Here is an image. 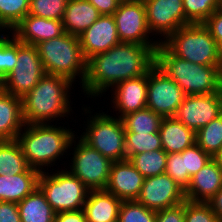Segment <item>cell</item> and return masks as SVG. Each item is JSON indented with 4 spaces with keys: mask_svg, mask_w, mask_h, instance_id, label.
Wrapping results in <instances>:
<instances>
[{
    "mask_svg": "<svg viewBox=\"0 0 222 222\" xmlns=\"http://www.w3.org/2000/svg\"><path fill=\"white\" fill-rule=\"evenodd\" d=\"M203 24L208 28L217 44L222 41V12L216 10Z\"/></svg>",
    "mask_w": 222,
    "mask_h": 222,
    "instance_id": "60d3db41",
    "label": "cell"
},
{
    "mask_svg": "<svg viewBox=\"0 0 222 222\" xmlns=\"http://www.w3.org/2000/svg\"><path fill=\"white\" fill-rule=\"evenodd\" d=\"M29 168L17 140H5L0 146V175H16Z\"/></svg>",
    "mask_w": 222,
    "mask_h": 222,
    "instance_id": "4316f807",
    "label": "cell"
},
{
    "mask_svg": "<svg viewBox=\"0 0 222 222\" xmlns=\"http://www.w3.org/2000/svg\"><path fill=\"white\" fill-rule=\"evenodd\" d=\"M95 104L98 108L94 106ZM89 105H92L91 102L90 104H83L82 109L80 107L77 109V112H80L82 117L76 116L75 118H78L76 123L80 122V119L84 123H79L78 129L83 128L82 130L77 129L76 133L90 147L112 161L125 160V127L122 118L108 113V109L107 112L103 111L99 108V102H95L92 106ZM93 106L97 112H95ZM97 109L100 110L98 111Z\"/></svg>",
    "mask_w": 222,
    "mask_h": 222,
    "instance_id": "277c9868",
    "label": "cell"
},
{
    "mask_svg": "<svg viewBox=\"0 0 222 222\" xmlns=\"http://www.w3.org/2000/svg\"><path fill=\"white\" fill-rule=\"evenodd\" d=\"M184 222H221L208 202L185 201Z\"/></svg>",
    "mask_w": 222,
    "mask_h": 222,
    "instance_id": "8d00e7d4",
    "label": "cell"
},
{
    "mask_svg": "<svg viewBox=\"0 0 222 222\" xmlns=\"http://www.w3.org/2000/svg\"><path fill=\"white\" fill-rule=\"evenodd\" d=\"M113 17L120 42L160 45L148 28L144 2L121 1Z\"/></svg>",
    "mask_w": 222,
    "mask_h": 222,
    "instance_id": "8fae6325",
    "label": "cell"
},
{
    "mask_svg": "<svg viewBox=\"0 0 222 222\" xmlns=\"http://www.w3.org/2000/svg\"><path fill=\"white\" fill-rule=\"evenodd\" d=\"M66 161V169L89 190H105L113 161L90 147L78 134L71 140Z\"/></svg>",
    "mask_w": 222,
    "mask_h": 222,
    "instance_id": "9c48e42d",
    "label": "cell"
},
{
    "mask_svg": "<svg viewBox=\"0 0 222 222\" xmlns=\"http://www.w3.org/2000/svg\"><path fill=\"white\" fill-rule=\"evenodd\" d=\"M165 173L184 190L190 184L191 176L185 172L184 158L180 153L168 154Z\"/></svg>",
    "mask_w": 222,
    "mask_h": 222,
    "instance_id": "f35d334b",
    "label": "cell"
},
{
    "mask_svg": "<svg viewBox=\"0 0 222 222\" xmlns=\"http://www.w3.org/2000/svg\"><path fill=\"white\" fill-rule=\"evenodd\" d=\"M17 62V38L10 32L0 35V83Z\"/></svg>",
    "mask_w": 222,
    "mask_h": 222,
    "instance_id": "d6a6232c",
    "label": "cell"
},
{
    "mask_svg": "<svg viewBox=\"0 0 222 222\" xmlns=\"http://www.w3.org/2000/svg\"><path fill=\"white\" fill-rule=\"evenodd\" d=\"M158 149H162L159 132L152 134L125 132V159L129 160L138 153Z\"/></svg>",
    "mask_w": 222,
    "mask_h": 222,
    "instance_id": "1f68e13d",
    "label": "cell"
},
{
    "mask_svg": "<svg viewBox=\"0 0 222 222\" xmlns=\"http://www.w3.org/2000/svg\"><path fill=\"white\" fill-rule=\"evenodd\" d=\"M218 11L222 12V0H218Z\"/></svg>",
    "mask_w": 222,
    "mask_h": 222,
    "instance_id": "c3c4849f",
    "label": "cell"
},
{
    "mask_svg": "<svg viewBox=\"0 0 222 222\" xmlns=\"http://www.w3.org/2000/svg\"><path fill=\"white\" fill-rule=\"evenodd\" d=\"M36 47L46 74L66 77L75 86L83 85L87 60L82 53L79 36L64 33L42 41Z\"/></svg>",
    "mask_w": 222,
    "mask_h": 222,
    "instance_id": "8992f818",
    "label": "cell"
},
{
    "mask_svg": "<svg viewBox=\"0 0 222 222\" xmlns=\"http://www.w3.org/2000/svg\"><path fill=\"white\" fill-rule=\"evenodd\" d=\"M168 154L163 149L133 155L129 161L144 178L165 173Z\"/></svg>",
    "mask_w": 222,
    "mask_h": 222,
    "instance_id": "f1b7e54d",
    "label": "cell"
},
{
    "mask_svg": "<svg viewBox=\"0 0 222 222\" xmlns=\"http://www.w3.org/2000/svg\"><path fill=\"white\" fill-rule=\"evenodd\" d=\"M70 128L69 123L25 124L16 140L22 148L29 167L39 172L59 169L62 166L65 168L67 161L62 160L68 158L71 140L77 134L75 132L77 127L75 130Z\"/></svg>",
    "mask_w": 222,
    "mask_h": 222,
    "instance_id": "3957f363",
    "label": "cell"
},
{
    "mask_svg": "<svg viewBox=\"0 0 222 222\" xmlns=\"http://www.w3.org/2000/svg\"><path fill=\"white\" fill-rule=\"evenodd\" d=\"M185 202L156 212L155 222H184Z\"/></svg>",
    "mask_w": 222,
    "mask_h": 222,
    "instance_id": "ab89813d",
    "label": "cell"
},
{
    "mask_svg": "<svg viewBox=\"0 0 222 222\" xmlns=\"http://www.w3.org/2000/svg\"><path fill=\"white\" fill-rule=\"evenodd\" d=\"M79 40L86 60L120 43L113 15H101L79 35Z\"/></svg>",
    "mask_w": 222,
    "mask_h": 222,
    "instance_id": "e0dca14e",
    "label": "cell"
},
{
    "mask_svg": "<svg viewBox=\"0 0 222 222\" xmlns=\"http://www.w3.org/2000/svg\"><path fill=\"white\" fill-rule=\"evenodd\" d=\"M155 65L174 80L185 95H207L222 90L220 65H198L181 59L163 43L155 50Z\"/></svg>",
    "mask_w": 222,
    "mask_h": 222,
    "instance_id": "5b68a950",
    "label": "cell"
},
{
    "mask_svg": "<svg viewBox=\"0 0 222 222\" xmlns=\"http://www.w3.org/2000/svg\"><path fill=\"white\" fill-rule=\"evenodd\" d=\"M11 33L23 44L36 46L42 41L61 36L65 32L61 20L27 14Z\"/></svg>",
    "mask_w": 222,
    "mask_h": 222,
    "instance_id": "d6986e66",
    "label": "cell"
},
{
    "mask_svg": "<svg viewBox=\"0 0 222 222\" xmlns=\"http://www.w3.org/2000/svg\"><path fill=\"white\" fill-rule=\"evenodd\" d=\"M163 117L148 107L131 112L122 117L125 132L157 133L159 132Z\"/></svg>",
    "mask_w": 222,
    "mask_h": 222,
    "instance_id": "83f0119b",
    "label": "cell"
},
{
    "mask_svg": "<svg viewBox=\"0 0 222 222\" xmlns=\"http://www.w3.org/2000/svg\"><path fill=\"white\" fill-rule=\"evenodd\" d=\"M217 49H218V59H219V63H220L221 69H222V41H220L217 44Z\"/></svg>",
    "mask_w": 222,
    "mask_h": 222,
    "instance_id": "7dc6e473",
    "label": "cell"
},
{
    "mask_svg": "<svg viewBox=\"0 0 222 222\" xmlns=\"http://www.w3.org/2000/svg\"><path fill=\"white\" fill-rule=\"evenodd\" d=\"M163 44L181 59L198 65H220L217 42L203 23L180 27Z\"/></svg>",
    "mask_w": 222,
    "mask_h": 222,
    "instance_id": "52a82bcc",
    "label": "cell"
},
{
    "mask_svg": "<svg viewBox=\"0 0 222 222\" xmlns=\"http://www.w3.org/2000/svg\"><path fill=\"white\" fill-rule=\"evenodd\" d=\"M196 143L212 157L222 148V114L196 132Z\"/></svg>",
    "mask_w": 222,
    "mask_h": 222,
    "instance_id": "4dcf8cb0",
    "label": "cell"
},
{
    "mask_svg": "<svg viewBox=\"0 0 222 222\" xmlns=\"http://www.w3.org/2000/svg\"><path fill=\"white\" fill-rule=\"evenodd\" d=\"M159 134L162 149L167 153H181L196 143V133L175 117H165L161 121Z\"/></svg>",
    "mask_w": 222,
    "mask_h": 222,
    "instance_id": "cb8c5ba5",
    "label": "cell"
},
{
    "mask_svg": "<svg viewBox=\"0 0 222 222\" xmlns=\"http://www.w3.org/2000/svg\"><path fill=\"white\" fill-rule=\"evenodd\" d=\"M136 201L157 212L185 202V190L169 175L163 173L144 179Z\"/></svg>",
    "mask_w": 222,
    "mask_h": 222,
    "instance_id": "9a60e30c",
    "label": "cell"
},
{
    "mask_svg": "<svg viewBox=\"0 0 222 222\" xmlns=\"http://www.w3.org/2000/svg\"><path fill=\"white\" fill-rule=\"evenodd\" d=\"M24 126L21 97L0 87V136L4 140H16Z\"/></svg>",
    "mask_w": 222,
    "mask_h": 222,
    "instance_id": "603a6c76",
    "label": "cell"
},
{
    "mask_svg": "<svg viewBox=\"0 0 222 222\" xmlns=\"http://www.w3.org/2000/svg\"><path fill=\"white\" fill-rule=\"evenodd\" d=\"M38 187L55 213L83 209L89 189L66 168L40 172Z\"/></svg>",
    "mask_w": 222,
    "mask_h": 222,
    "instance_id": "ba28073f",
    "label": "cell"
},
{
    "mask_svg": "<svg viewBox=\"0 0 222 222\" xmlns=\"http://www.w3.org/2000/svg\"><path fill=\"white\" fill-rule=\"evenodd\" d=\"M46 74L36 46L23 44L17 39V62L2 80L0 87L14 96L23 97Z\"/></svg>",
    "mask_w": 222,
    "mask_h": 222,
    "instance_id": "30bf717a",
    "label": "cell"
},
{
    "mask_svg": "<svg viewBox=\"0 0 222 222\" xmlns=\"http://www.w3.org/2000/svg\"><path fill=\"white\" fill-rule=\"evenodd\" d=\"M30 0H0V30H12L29 13Z\"/></svg>",
    "mask_w": 222,
    "mask_h": 222,
    "instance_id": "f546056e",
    "label": "cell"
},
{
    "mask_svg": "<svg viewBox=\"0 0 222 222\" xmlns=\"http://www.w3.org/2000/svg\"><path fill=\"white\" fill-rule=\"evenodd\" d=\"M222 188V169L212 158L209 163L195 173L185 190L186 200L209 202Z\"/></svg>",
    "mask_w": 222,
    "mask_h": 222,
    "instance_id": "ffe728a7",
    "label": "cell"
},
{
    "mask_svg": "<svg viewBox=\"0 0 222 222\" xmlns=\"http://www.w3.org/2000/svg\"><path fill=\"white\" fill-rule=\"evenodd\" d=\"M67 2L68 0H30L28 14L62 21Z\"/></svg>",
    "mask_w": 222,
    "mask_h": 222,
    "instance_id": "836d02e7",
    "label": "cell"
},
{
    "mask_svg": "<svg viewBox=\"0 0 222 222\" xmlns=\"http://www.w3.org/2000/svg\"><path fill=\"white\" fill-rule=\"evenodd\" d=\"M21 222H53L55 212L39 187L18 203Z\"/></svg>",
    "mask_w": 222,
    "mask_h": 222,
    "instance_id": "484cf974",
    "label": "cell"
},
{
    "mask_svg": "<svg viewBox=\"0 0 222 222\" xmlns=\"http://www.w3.org/2000/svg\"><path fill=\"white\" fill-rule=\"evenodd\" d=\"M5 140L0 136V146L2 145V143L4 142Z\"/></svg>",
    "mask_w": 222,
    "mask_h": 222,
    "instance_id": "681fc988",
    "label": "cell"
},
{
    "mask_svg": "<svg viewBox=\"0 0 222 222\" xmlns=\"http://www.w3.org/2000/svg\"><path fill=\"white\" fill-rule=\"evenodd\" d=\"M186 19L190 23H204L218 10V0H183Z\"/></svg>",
    "mask_w": 222,
    "mask_h": 222,
    "instance_id": "e575fe53",
    "label": "cell"
},
{
    "mask_svg": "<svg viewBox=\"0 0 222 222\" xmlns=\"http://www.w3.org/2000/svg\"><path fill=\"white\" fill-rule=\"evenodd\" d=\"M144 4L148 28L160 43L180 27L191 24L186 19L183 0H146Z\"/></svg>",
    "mask_w": 222,
    "mask_h": 222,
    "instance_id": "4fadbf2b",
    "label": "cell"
},
{
    "mask_svg": "<svg viewBox=\"0 0 222 222\" xmlns=\"http://www.w3.org/2000/svg\"><path fill=\"white\" fill-rule=\"evenodd\" d=\"M147 107L165 117H174L186 96L180 86L155 64L147 72Z\"/></svg>",
    "mask_w": 222,
    "mask_h": 222,
    "instance_id": "7c38bea8",
    "label": "cell"
},
{
    "mask_svg": "<svg viewBox=\"0 0 222 222\" xmlns=\"http://www.w3.org/2000/svg\"><path fill=\"white\" fill-rule=\"evenodd\" d=\"M159 45L120 42L106 52L87 60V73L81 87L90 102L101 100L116 84L145 75L155 64V50ZM100 98V99H99ZM95 100V101H94Z\"/></svg>",
    "mask_w": 222,
    "mask_h": 222,
    "instance_id": "6da1fadb",
    "label": "cell"
},
{
    "mask_svg": "<svg viewBox=\"0 0 222 222\" xmlns=\"http://www.w3.org/2000/svg\"><path fill=\"white\" fill-rule=\"evenodd\" d=\"M74 85L66 77L45 74L35 87L21 98L24 123L61 124L69 123L72 119L70 124L73 121L75 129V125H78L73 116L77 115L74 113L76 104L71 101L74 99L72 97H76L72 96L77 89Z\"/></svg>",
    "mask_w": 222,
    "mask_h": 222,
    "instance_id": "7a4b0ae2",
    "label": "cell"
},
{
    "mask_svg": "<svg viewBox=\"0 0 222 222\" xmlns=\"http://www.w3.org/2000/svg\"><path fill=\"white\" fill-rule=\"evenodd\" d=\"M147 73L143 76L128 79L116 84L110 91L108 97L105 95L103 98L107 101L110 114L122 118L128 113L138 111L147 107ZM113 108V111L112 109ZM115 111V112H114ZM114 114H113V113Z\"/></svg>",
    "mask_w": 222,
    "mask_h": 222,
    "instance_id": "2e32d148",
    "label": "cell"
},
{
    "mask_svg": "<svg viewBox=\"0 0 222 222\" xmlns=\"http://www.w3.org/2000/svg\"><path fill=\"white\" fill-rule=\"evenodd\" d=\"M213 159L217 162L218 166L222 169V148L216 153Z\"/></svg>",
    "mask_w": 222,
    "mask_h": 222,
    "instance_id": "bcb514c9",
    "label": "cell"
},
{
    "mask_svg": "<svg viewBox=\"0 0 222 222\" xmlns=\"http://www.w3.org/2000/svg\"><path fill=\"white\" fill-rule=\"evenodd\" d=\"M93 4L101 15H113L121 0H87Z\"/></svg>",
    "mask_w": 222,
    "mask_h": 222,
    "instance_id": "ee69618b",
    "label": "cell"
},
{
    "mask_svg": "<svg viewBox=\"0 0 222 222\" xmlns=\"http://www.w3.org/2000/svg\"><path fill=\"white\" fill-rule=\"evenodd\" d=\"M144 179L128 159L113 161L105 190L122 201L136 200Z\"/></svg>",
    "mask_w": 222,
    "mask_h": 222,
    "instance_id": "ac0fdd59",
    "label": "cell"
},
{
    "mask_svg": "<svg viewBox=\"0 0 222 222\" xmlns=\"http://www.w3.org/2000/svg\"><path fill=\"white\" fill-rule=\"evenodd\" d=\"M101 14L87 0H68L62 19L64 32L79 36L88 29Z\"/></svg>",
    "mask_w": 222,
    "mask_h": 222,
    "instance_id": "d4e9b609",
    "label": "cell"
},
{
    "mask_svg": "<svg viewBox=\"0 0 222 222\" xmlns=\"http://www.w3.org/2000/svg\"><path fill=\"white\" fill-rule=\"evenodd\" d=\"M0 222H21L17 203L0 201Z\"/></svg>",
    "mask_w": 222,
    "mask_h": 222,
    "instance_id": "b9f144b4",
    "label": "cell"
},
{
    "mask_svg": "<svg viewBox=\"0 0 222 222\" xmlns=\"http://www.w3.org/2000/svg\"><path fill=\"white\" fill-rule=\"evenodd\" d=\"M122 202L106 190H89L83 205L87 222H117Z\"/></svg>",
    "mask_w": 222,
    "mask_h": 222,
    "instance_id": "44dd1931",
    "label": "cell"
},
{
    "mask_svg": "<svg viewBox=\"0 0 222 222\" xmlns=\"http://www.w3.org/2000/svg\"><path fill=\"white\" fill-rule=\"evenodd\" d=\"M215 215L222 222V188L208 202Z\"/></svg>",
    "mask_w": 222,
    "mask_h": 222,
    "instance_id": "f6af8a7d",
    "label": "cell"
},
{
    "mask_svg": "<svg viewBox=\"0 0 222 222\" xmlns=\"http://www.w3.org/2000/svg\"><path fill=\"white\" fill-rule=\"evenodd\" d=\"M155 219L156 211L132 200L122 202L117 222H155Z\"/></svg>",
    "mask_w": 222,
    "mask_h": 222,
    "instance_id": "d590c367",
    "label": "cell"
},
{
    "mask_svg": "<svg viewBox=\"0 0 222 222\" xmlns=\"http://www.w3.org/2000/svg\"><path fill=\"white\" fill-rule=\"evenodd\" d=\"M222 114V90L207 95H186L175 118L195 133Z\"/></svg>",
    "mask_w": 222,
    "mask_h": 222,
    "instance_id": "5bb4252c",
    "label": "cell"
},
{
    "mask_svg": "<svg viewBox=\"0 0 222 222\" xmlns=\"http://www.w3.org/2000/svg\"><path fill=\"white\" fill-rule=\"evenodd\" d=\"M40 172L28 168L16 175H0V201L19 203L38 187Z\"/></svg>",
    "mask_w": 222,
    "mask_h": 222,
    "instance_id": "7402d4cb",
    "label": "cell"
},
{
    "mask_svg": "<svg viewBox=\"0 0 222 222\" xmlns=\"http://www.w3.org/2000/svg\"><path fill=\"white\" fill-rule=\"evenodd\" d=\"M53 222H87L83 209L55 213Z\"/></svg>",
    "mask_w": 222,
    "mask_h": 222,
    "instance_id": "7bdbcfd3",
    "label": "cell"
},
{
    "mask_svg": "<svg viewBox=\"0 0 222 222\" xmlns=\"http://www.w3.org/2000/svg\"><path fill=\"white\" fill-rule=\"evenodd\" d=\"M134 1H140V2H145L146 0H134Z\"/></svg>",
    "mask_w": 222,
    "mask_h": 222,
    "instance_id": "f907efd6",
    "label": "cell"
},
{
    "mask_svg": "<svg viewBox=\"0 0 222 222\" xmlns=\"http://www.w3.org/2000/svg\"><path fill=\"white\" fill-rule=\"evenodd\" d=\"M180 154L184 158L185 172H188L191 177L213 158L210 154L203 151L197 143L187 147Z\"/></svg>",
    "mask_w": 222,
    "mask_h": 222,
    "instance_id": "74e56055",
    "label": "cell"
}]
</instances>
